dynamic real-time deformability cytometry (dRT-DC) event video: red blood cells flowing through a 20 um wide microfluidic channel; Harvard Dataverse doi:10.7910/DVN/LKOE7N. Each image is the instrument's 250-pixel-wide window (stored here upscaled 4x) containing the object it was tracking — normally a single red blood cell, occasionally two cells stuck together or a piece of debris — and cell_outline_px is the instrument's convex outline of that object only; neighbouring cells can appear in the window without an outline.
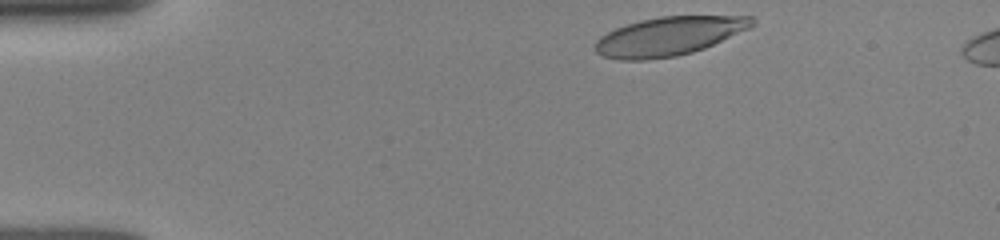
{"species": "human", "species_latin": "Homo sapiens", "temperature_condition": "room temperature", "stored_images_in_passage": 38, "camera_frame_rate_fps": 3000, "um_per_image_px": 0.085, "donor": {"sex": "female"}, "frame": {"image": 1, "passage_image": 1, "time_ms": 0.0, "image_size_px": [1000, 240], "cell_outline_px": [[756, 24], [748, 28], [704, 48], [692, 52], [676, 56], [644, 60], [620, 60], [604, 56], [596, 52], [596, 40], [600, 36], [616, 28], [640, 20], [660, 16], [752, 16], [756, 20]], "centroid_in_image_um": [56.85, 3.07], "position_along_channel_um": 28.1, "area_um2": 35.08}}
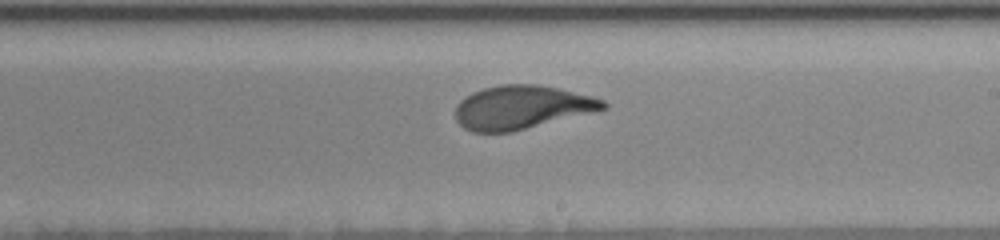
{"frame": {"image": 2, "passage_image": 23, "time_ms": 7.333, "image_size_px": [1000, 240], "cell_outline_px": [[608, 108], [512, 132], [472, 132], [464, 128], [456, 120], [456, 104], [464, 96], [472, 92], [484, 88], [500, 84], [540, 84], [560, 88], [592, 96], [604, 100], [608, 104]], "centroid_in_image_um": [44.33, 9.11], "position_along_channel_um": 244.7, "area_um2": 37.69}}
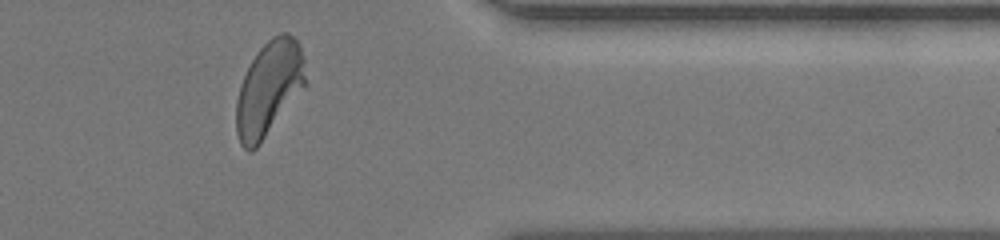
{"frame": {"image": 3, "passage_image": 35, "time_ms": 11.333, "image_size_px": [1000, 240], "cell_outline_px": [[308, 84], [260, 144], [252, 152], [248, 152], [240, 144], [236, 132], [236, 100], [240, 84], [256, 52], [272, 36], [280, 32], [288, 32], [300, 44], [304, 56]], "centroid_in_image_um": [22.89, 7.53], "position_along_channel_um": 388.5, "area_um2": 38.84}, "authors_computed_cell_mechanics": {"area_um2": 37.4833, "velocity_mm_per_s": 3.9042, "shape_relaxation_time_tau1_ms": 2.6347, "shape_relaxation_time_tau2_ms": 0.6646, "deformation_change_tau1": 0.1772, "deformation_change_tau2": 0.0802}}